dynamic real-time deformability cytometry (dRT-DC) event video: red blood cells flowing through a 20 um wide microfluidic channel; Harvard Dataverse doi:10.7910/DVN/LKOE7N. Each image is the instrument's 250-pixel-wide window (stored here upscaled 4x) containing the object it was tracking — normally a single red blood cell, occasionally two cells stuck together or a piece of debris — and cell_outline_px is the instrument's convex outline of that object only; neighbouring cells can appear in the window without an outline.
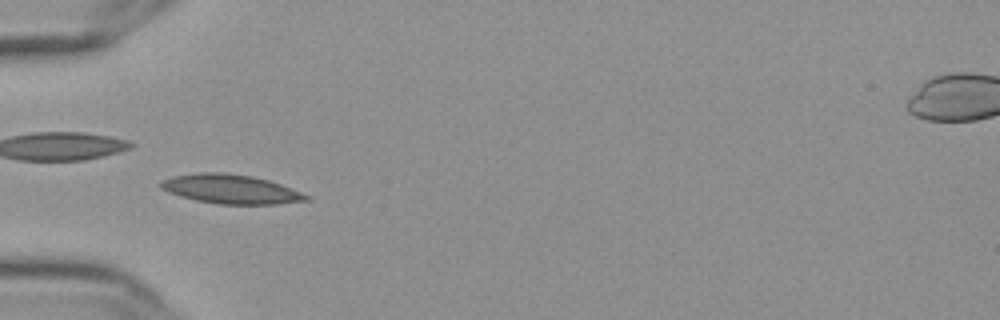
{"species": "Egyptian fruit bat (a non-hibernating species)", "species_latin": "Rousettus aegyptiacus", "temperature_condition": "cold", "stored_images_in_passage": 54, "camera_frame_rate_fps": 3000, "um_per_image_px": 0.085, "frame": {"image": 1, "passage_image": 16, "time_ms": 5.0, "image_size_px": [1000, 320], "cell_outline_px": [[312, 196], [308, 200], [276, 204], [216, 204], [196, 200], [180, 196], [168, 192], [160, 188], [160, 180], [172, 176], [200, 172], [220, 172], [252, 176], [268, 180], [280, 184]], "centroid_in_image_um": [19.59, 16.07], "position_along_channel_um": 65.4, "area_um2": 24.74}}
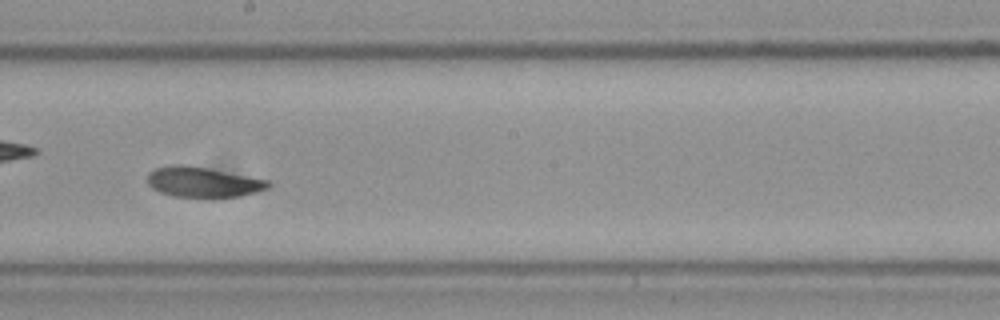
{"frame": {"image": 2, "passage_image": 30, "time_ms": 9.667, "image_size_px": [1000, 320], "cell_outline_px": [[272, 184], [268, 188], [260, 192], [240, 196], [212, 200], [204, 200], [172, 196], [160, 192], [152, 188], [148, 184], [148, 172], [156, 168], [176, 164], [180, 164], [208, 168], [268, 180]], "centroid_in_image_um": [17.28, 15.53], "position_along_channel_um": 230.9, "area_um2": 22.14}}
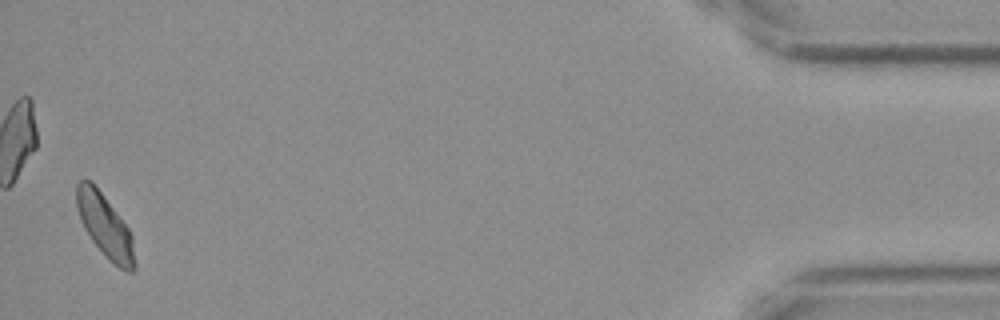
{"frame": {"image": 3, "passage_image": 53, "time_ms": 17.333, "image_size_px": [1000, 320], "cell_outline_px": [[136, 268], [132, 272], [124, 272], [112, 264], [108, 260], [92, 240], [84, 228], [80, 220], [76, 208], [76, 184], [80, 180], [88, 180], [100, 192], [128, 228], [132, 236], [136, 264]], "centroid_in_image_um": [8.93, 19.28], "position_along_channel_um": 426.3, "area_um2": 21.21}, "authors_computed_cell_mechanics": {"area_um2": 22.0507, "velocity_mm_per_s": 3.5924, "shape_relaxation_time_tau1_ms": 3.6507, "shape_relaxation_time_tau2_ms": 3.9205, "deformation_change_tau1": 0.1075, "deformation_change_tau2": 0.0653}}